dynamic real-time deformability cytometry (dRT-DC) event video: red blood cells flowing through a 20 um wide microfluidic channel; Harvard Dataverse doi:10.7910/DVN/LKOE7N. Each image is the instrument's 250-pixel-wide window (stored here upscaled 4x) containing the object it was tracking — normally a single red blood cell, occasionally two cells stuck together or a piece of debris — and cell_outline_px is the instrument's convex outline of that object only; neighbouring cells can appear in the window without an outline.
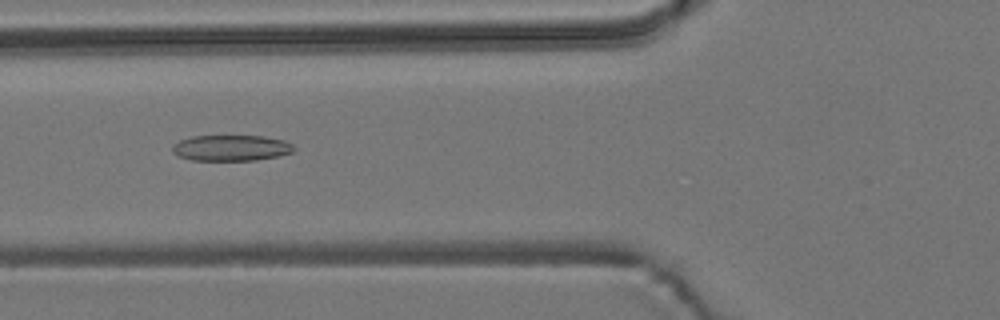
{"species": "common noctule bat (a hibernating species)", "species_latin": "Nyctalus noctula", "temperature_condition": "room temperature", "stored_images_in_passage": 25, "camera_frame_rate_fps": 3000, "um_per_image_px": 0.085, "animal": {"sex": "male", "body_mass_g": 19.2, "forearm_length_mm": 51.8}, "frame": {"image": 1, "passage_image": 9, "time_ms": 2.667, "image_size_px": [1000, 320], "cell_outline_px": [[296, 148], [292, 152], [280, 156], [256, 160], [192, 160], [176, 156], [172, 152], [172, 144], [180, 140], [192, 136], [264, 136], [284, 140], [292, 144]], "centroid_in_image_um": [19.64, 12.57], "position_along_channel_um": 106.2, "area_um2": 18.5}}
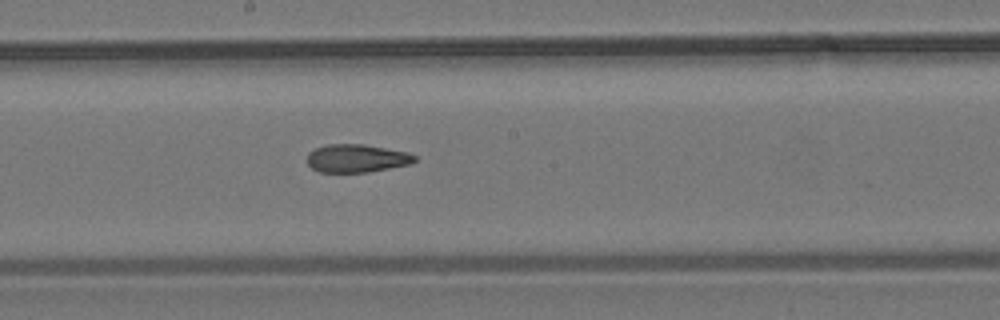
{"frame": {"image": 2, "passage_image": 18, "time_ms": 5.667, "image_size_px": [1000, 320], "cell_outline_px": [[416, 160], [412, 164], [368, 172], [320, 172], [312, 168], [308, 164], [308, 152], [316, 148], [328, 144], [364, 144], [408, 152], [416, 156]], "centroid_in_image_um": [30.34, 13.46], "position_along_channel_um": 217.9, "area_um2": 17.63}}
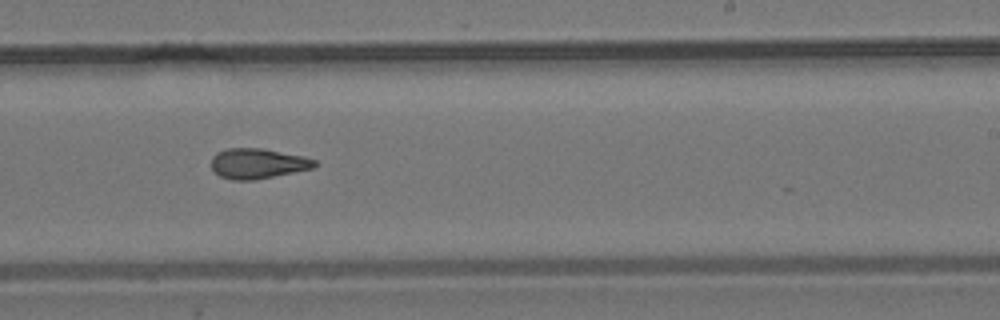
{"frame": {"image": 3, "passage_image": 22, "time_ms": 7.0, "image_size_px": [1000, 320], "cell_outline_px": [[320, 164], [312, 168], [252, 180], [232, 180], [220, 176], [212, 168], [212, 156], [216, 152], [228, 148], [260, 148], [304, 156], [316, 160]], "centroid_in_image_um": [21.9, 13.89], "position_along_channel_um": 267.1, "area_um2": 18.03}}